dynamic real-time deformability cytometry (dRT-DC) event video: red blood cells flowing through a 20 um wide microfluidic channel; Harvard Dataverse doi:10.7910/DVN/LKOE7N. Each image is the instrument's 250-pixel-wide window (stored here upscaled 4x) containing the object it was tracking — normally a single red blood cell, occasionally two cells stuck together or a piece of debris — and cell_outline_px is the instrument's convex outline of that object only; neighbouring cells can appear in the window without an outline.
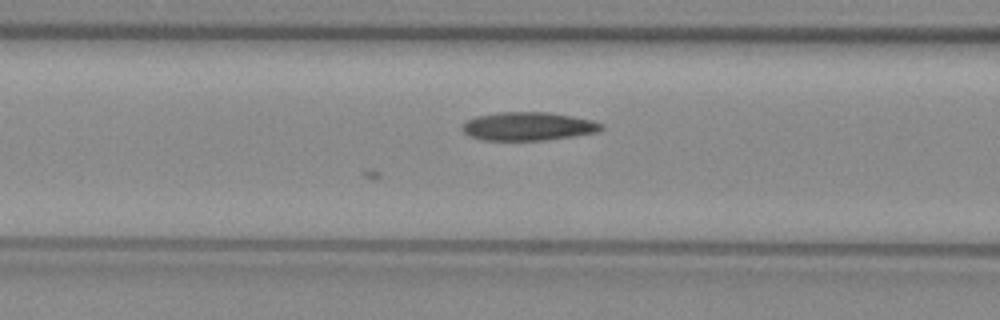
{"species": "common noctule bat (a hibernating species)", "species_latin": "Nyctalus noctula", "temperature_condition": "warm", "stored_images_in_passage": 6, "camera_frame_rate_fps": 3000, "um_per_image_px": 0.085, "animal": {"sex": "female", "body_mass_g": 29.2, "forearm_length_mm": 56.3}, "frame": {"image": 1, "passage_image": 6, "time_ms": 1.667, "image_size_px": [1000, 320], "cell_outline_px": [[604, 128], [600, 132], [544, 140], [484, 140], [472, 136], [464, 132], [460, 128], [460, 124], [476, 116], [500, 112], [548, 112], [572, 116], [592, 120], [604, 124]], "centroid_in_image_um": [44.91, 10.73], "position_along_channel_um": 121.7, "area_um2": 23.06}}